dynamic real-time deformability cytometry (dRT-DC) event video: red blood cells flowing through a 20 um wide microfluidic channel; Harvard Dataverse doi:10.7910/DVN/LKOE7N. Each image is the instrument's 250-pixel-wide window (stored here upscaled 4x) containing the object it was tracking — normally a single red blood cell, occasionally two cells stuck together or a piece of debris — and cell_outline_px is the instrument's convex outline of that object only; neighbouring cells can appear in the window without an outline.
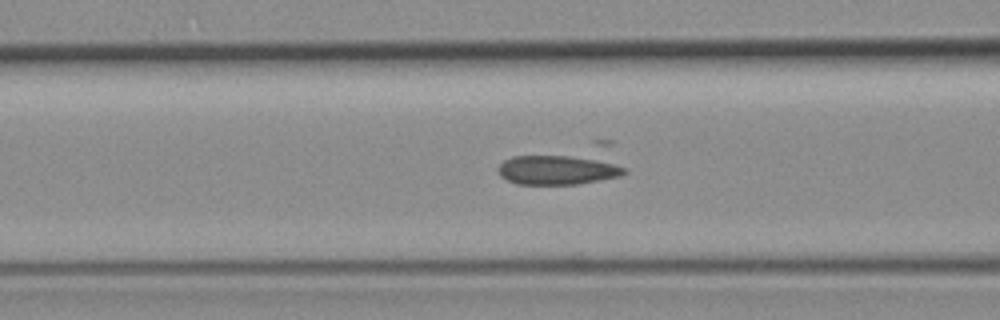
{"species": "common noctule bat (a hibernating species)", "species_latin": "Nyctalus noctula", "temperature_condition": "room temperature", "stored_images_in_passage": 39, "camera_frame_rate_fps": 3000, "um_per_image_px": 0.085, "animal": {"sex": "female", "body_mass_g": 19.3, "forearm_length_mm": 54.1}, "frame": {"image": 1, "passage_image": 10, "time_ms": 3.0, "image_size_px": [1000, 320], "cell_outline_px": [[628, 172], [620, 176], [600, 180], [576, 184], [516, 184], [500, 176], [496, 168], [504, 160], [512, 156], [592, 140], [612, 140], [628, 168]], "centroid_in_image_um": [48.08, 13.98], "position_along_channel_um": 118.5, "area_um2": 30.69}}
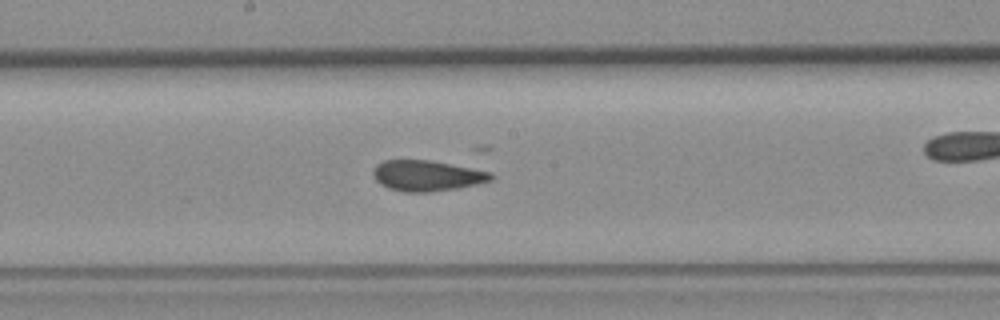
{"frame": {"image": 2, "passage_image": 17, "time_ms": 5.333, "image_size_px": [1000, 320], "cell_outline_px": [[496, 176], [492, 180], [476, 184], [456, 188], [428, 192], [404, 192], [388, 188], [380, 184], [372, 176], [372, 172], [376, 164], [384, 160], [432, 160], [492, 172]], "centroid_in_image_um": [36.28, 14.92], "position_along_channel_um": 211.9, "area_um2": 21.21}}
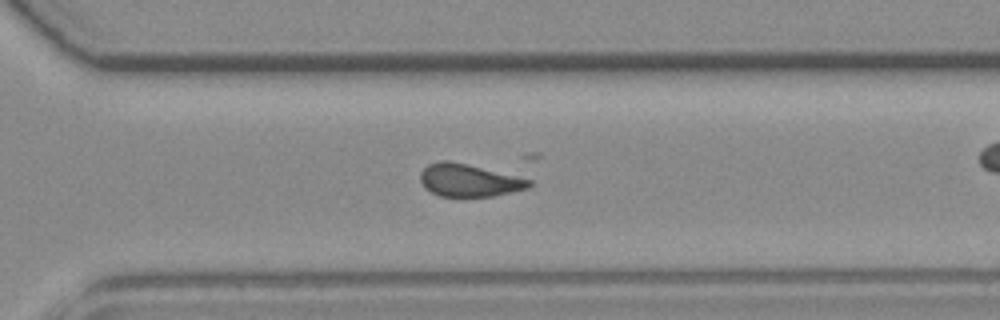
{"frame": {"image": 3, "passage_image": 26, "time_ms": 8.333, "image_size_px": [1000, 320], "cell_outline_px": [[532, 184], [528, 188], [492, 196], [440, 196], [424, 188], [420, 180], [420, 172], [428, 164], [440, 160], [448, 160], [468, 164], [532, 180]], "centroid_in_image_um": [39.83, 15.32], "position_along_channel_um": 330.8, "area_um2": 20.52}, "authors_computed_cell_mechanics": {"area_um2": 21.2704, "velocity_mm_per_s": 3.9771, "shape_relaxation_time_tau1_ms": null, "shape_relaxation_time_tau2_ms": 2.47, "deformation_change_tau1": null, "deformation_change_tau2": 0.0379}}